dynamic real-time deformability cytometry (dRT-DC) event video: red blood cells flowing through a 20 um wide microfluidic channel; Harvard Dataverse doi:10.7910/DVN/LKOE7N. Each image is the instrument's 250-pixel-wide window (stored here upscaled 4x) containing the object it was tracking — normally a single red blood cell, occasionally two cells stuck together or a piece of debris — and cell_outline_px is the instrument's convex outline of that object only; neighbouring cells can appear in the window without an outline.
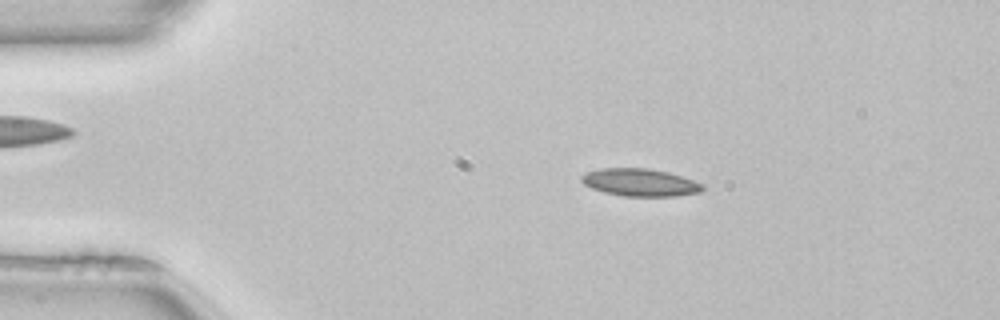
{"species": "common noctule bat (a hibernating species)", "species_latin": "Nyctalus noctula", "temperature_condition": "room temperature", "stored_images_in_passage": 50, "camera_frame_rate_fps": 3000, "um_per_image_px": 0.085, "animal": {"sex": "female", "body_mass_g": 22.7, "forearm_length_mm": 54.2}, "frame": {"image": 1, "passage_image": 9, "time_ms": 2.667, "image_size_px": [1000, 320], "cell_outline_px": [[704, 188], [700, 192], [676, 196], [624, 196], [604, 192], [592, 188], [584, 184], [580, 180], [580, 176], [588, 172], [600, 168], [648, 168], [668, 172], [704, 184]], "centroid_in_image_um": [54.39, 15.5], "position_along_channel_um": 30.6, "area_um2": 19.36}}
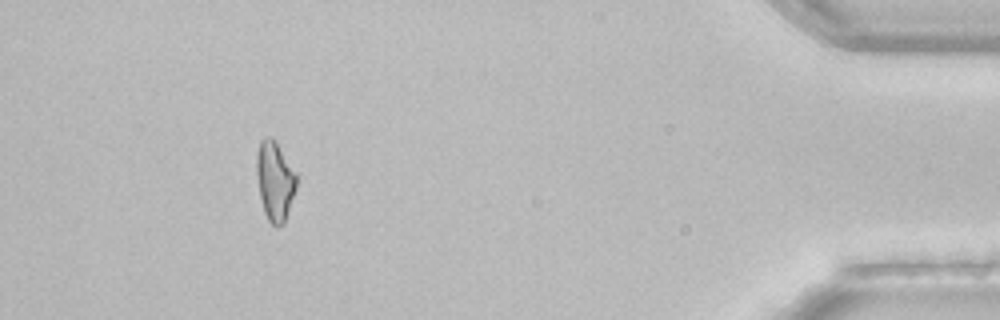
{"frame": {"image": 2, "passage_image": 46, "time_ms": 15.0, "image_size_px": [1000, 320], "cell_outline_px": [[296, 188], [284, 224], [276, 228], [268, 220], [264, 212], [260, 196], [256, 172], [256, 152], [260, 140], [264, 136], [272, 136], [276, 140], [296, 172]], "centroid_in_image_um": [23.36, 15.34], "position_along_channel_um": 411.8, "area_um2": 18.73}, "authors_computed_cell_mechanics": {"area_um2": 18.8428, "velocity_mm_per_s": 4.03, "shape_relaxation_time_tau1_ms": 4.8626, "shape_relaxation_time_tau2_ms": 11.1665, "deformation_change_tau1": 0.1423, "deformation_change_tau2": 0.2253}}